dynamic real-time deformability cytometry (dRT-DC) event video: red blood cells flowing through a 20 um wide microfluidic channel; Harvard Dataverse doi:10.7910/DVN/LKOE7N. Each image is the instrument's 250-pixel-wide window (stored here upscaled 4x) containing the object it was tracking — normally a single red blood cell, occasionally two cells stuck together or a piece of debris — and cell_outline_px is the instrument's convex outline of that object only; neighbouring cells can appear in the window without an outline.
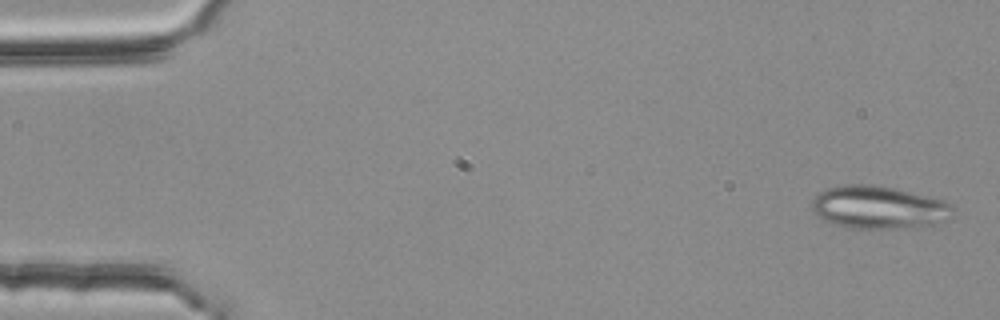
{"species": "common noctule bat (a hibernating species)", "species_latin": "Nyctalus noctula", "temperature_condition": "room temperature", "stored_images_in_passage": 54, "segment_of_instrument_passage": [1, 2], "camera_frame_rate_fps": 3000, "um_per_image_px": 0.085, "animal": {"sex": "female", "body_mass_g": 25.1}, "frame": {"image": 1, "passage_image": 2, "time_ms": 0.333, "image_size_px": [1000, 320], "cell_outline_px": [[952, 208], [944, 220], [932, 224], [896, 228], [852, 228], [836, 224], [824, 220], [812, 212], [812, 200], [824, 188], [840, 184], [868, 184], [896, 188], [944, 200], [952, 204]], "centroid_in_image_um": [74.61, 17.59], "position_along_channel_um": 10.4, "area_um2": 34.85}}